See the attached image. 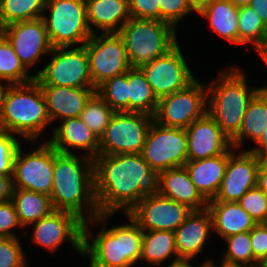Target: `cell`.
Returning a JSON list of instances; mask_svg holds the SVG:
<instances>
[{"mask_svg":"<svg viewBox=\"0 0 267 267\" xmlns=\"http://www.w3.org/2000/svg\"><path fill=\"white\" fill-rule=\"evenodd\" d=\"M93 163L99 214H127L145 196L158 194L159 173L141 153L98 155Z\"/></svg>","mask_w":267,"mask_h":267,"instance_id":"6da1fadb","label":"cell"},{"mask_svg":"<svg viewBox=\"0 0 267 267\" xmlns=\"http://www.w3.org/2000/svg\"><path fill=\"white\" fill-rule=\"evenodd\" d=\"M50 199L54 210L75 214L83 222L97 218L99 210L94 192L93 159L58 153L53 148V188ZM83 206L87 208L86 217Z\"/></svg>","mask_w":267,"mask_h":267,"instance_id":"7a4b0ae2","label":"cell"},{"mask_svg":"<svg viewBox=\"0 0 267 267\" xmlns=\"http://www.w3.org/2000/svg\"><path fill=\"white\" fill-rule=\"evenodd\" d=\"M51 123L43 92L34 79L23 84H8L0 100V130L36 140Z\"/></svg>","mask_w":267,"mask_h":267,"instance_id":"3957f363","label":"cell"},{"mask_svg":"<svg viewBox=\"0 0 267 267\" xmlns=\"http://www.w3.org/2000/svg\"><path fill=\"white\" fill-rule=\"evenodd\" d=\"M112 214H99L95 219L83 223V243L81 254L106 267H130L141 258L143 230L128 215L129 224L107 229L103 222ZM101 222L103 228L89 242L92 235L89 223ZM87 254V255H86Z\"/></svg>","mask_w":267,"mask_h":267,"instance_id":"277c9868","label":"cell"},{"mask_svg":"<svg viewBox=\"0 0 267 267\" xmlns=\"http://www.w3.org/2000/svg\"><path fill=\"white\" fill-rule=\"evenodd\" d=\"M258 91L247 86L245 74L238 68L220 72L217 83L207 87V95H211L207 96V113L230 139L239 132L247 106Z\"/></svg>","mask_w":267,"mask_h":267,"instance_id":"5b68a950","label":"cell"},{"mask_svg":"<svg viewBox=\"0 0 267 267\" xmlns=\"http://www.w3.org/2000/svg\"><path fill=\"white\" fill-rule=\"evenodd\" d=\"M118 34L131 67L153 61L178 44L176 29L160 20L130 18Z\"/></svg>","mask_w":267,"mask_h":267,"instance_id":"8992f818","label":"cell"},{"mask_svg":"<svg viewBox=\"0 0 267 267\" xmlns=\"http://www.w3.org/2000/svg\"><path fill=\"white\" fill-rule=\"evenodd\" d=\"M45 9H49V17L42 18L53 48L83 46L90 39L85 0H47Z\"/></svg>","mask_w":267,"mask_h":267,"instance_id":"52a82bcc","label":"cell"},{"mask_svg":"<svg viewBox=\"0 0 267 267\" xmlns=\"http://www.w3.org/2000/svg\"><path fill=\"white\" fill-rule=\"evenodd\" d=\"M54 47L51 61L34 74L40 86L95 88L92 83L85 46Z\"/></svg>","mask_w":267,"mask_h":267,"instance_id":"ba28073f","label":"cell"},{"mask_svg":"<svg viewBox=\"0 0 267 267\" xmlns=\"http://www.w3.org/2000/svg\"><path fill=\"white\" fill-rule=\"evenodd\" d=\"M153 117L132 112H115L99 139L98 155L142 153Z\"/></svg>","mask_w":267,"mask_h":267,"instance_id":"9c48e42d","label":"cell"},{"mask_svg":"<svg viewBox=\"0 0 267 267\" xmlns=\"http://www.w3.org/2000/svg\"><path fill=\"white\" fill-rule=\"evenodd\" d=\"M141 154L149 166L158 173L184 166L188 161L185 129L166 127L153 120Z\"/></svg>","mask_w":267,"mask_h":267,"instance_id":"30bf717a","label":"cell"},{"mask_svg":"<svg viewBox=\"0 0 267 267\" xmlns=\"http://www.w3.org/2000/svg\"><path fill=\"white\" fill-rule=\"evenodd\" d=\"M207 87L195 79L186 88L158 99L153 120L166 127L187 128L207 113Z\"/></svg>","mask_w":267,"mask_h":267,"instance_id":"8fae6325","label":"cell"},{"mask_svg":"<svg viewBox=\"0 0 267 267\" xmlns=\"http://www.w3.org/2000/svg\"><path fill=\"white\" fill-rule=\"evenodd\" d=\"M84 46L92 83L96 89L106 80L124 74L131 68L123 40L118 33H94Z\"/></svg>","mask_w":267,"mask_h":267,"instance_id":"7c38bea8","label":"cell"},{"mask_svg":"<svg viewBox=\"0 0 267 267\" xmlns=\"http://www.w3.org/2000/svg\"><path fill=\"white\" fill-rule=\"evenodd\" d=\"M12 181L13 188L50 196L53 188V147L45 142L23 155L20 145L14 158Z\"/></svg>","mask_w":267,"mask_h":267,"instance_id":"4fadbf2b","label":"cell"},{"mask_svg":"<svg viewBox=\"0 0 267 267\" xmlns=\"http://www.w3.org/2000/svg\"><path fill=\"white\" fill-rule=\"evenodd\" d=\"M157 99L186 88L195 77L177 44L167 54L140 66Z\"/></svg>","mask_w":267,"mask_h":267,"instance_id":"5bb4252c","label":"cell"},{"mask_svg":"<svg viewBox=\"0 0 267 267\" xmlns=\"http://www.w3.org/2000/svg\"><path fill=\"white\" fill-rule=\"evenodd\" d=\"M191 209L161 194L145 196L127 214L143 231L175 230Z\"/></svg>","mask_w":267,"mask_h":267,"instance_id":"9a60e30c","label":"cell"},{"mask_svg":"<svg viewBox=\"0 0 267 267\" xmlns=\"http://www.w3.org/2000/svg\"><path fill=\"white\" fill-rule=\"evenodd\" d=\"M83 221L75 214L53 210L33 224V241L50 251H55L68 240L81 253L83 243Z\"/></svg>","mask_w":267,"mask_h":267,"instance_id":"2e32d148","label":"cell"},{"mask_svg":"<svg viewBox=\"0 0 267 267\" xmlns=\"http://www.w3.org/2000/svg\"><path fill=\"white\" fill-rule=\"evenodd\" d=\"M0 33L11 44L23 66L28 69L40 57L51 52L43 18L20 21L0 29Z\"/></svg>","mask_w":267,"mask_h":267,"instance_id":"e0dca14e","label":"cell"},{"mask_svg":"<svg viewBox=\"0 0 267 267\" xmlns=\"http://www.w3.org/2000/svg\"><path fill=\"white\" fill-rule=\"evenodd\" d=\"M228 158L225 175L214 199L210 201L237 202L249 189L256 187L259 159L250 150Z\"/></svg>","mask_w":267,"mask_h":267,"instance_id":"ac0fdd59","label":"cell"},{"mask_svg":"<svg viewBox=\"0 0 267 267\" xmlns=\"http://www.w3.org/2000/svg\"><path fill=\"white\" fill-rule=\"evenodd\" d=\"M185 131L188 160L214 157L232 148L231 139L208 113L196 119Z\"/></svg>","mask_w":267,"mask_h":267,"instance_id":"d6986e66","label":"cell"},{"mask_svg":"<svg viewBox=\"0 0 267 267\" xmlns=\"http://www.w3.org/2000/svg\"><path fill=\"white\" fill-rule=\"evenodd\" d=\"M213 231L209 210L191 211L175 230V247L179 259L191 260L202 253L208 234Z\"/></svg>","mask_w":267,"mask_h":267,"instance_id":"ffe728a7","label":"cell"},{"mask_svg":"<svg viewBox=\"0 0 267 267\" xmlns=\"http://www.w3.org/2000/svg\"><path fill=\"white\" fill-rule=\"evenodd\" d=\"M50 121L77 118L96 88L40 86Z\"/></svg>","mask_w":267,"mask_h":267,"instance_id":"44dd1931","label":"cell"},{"mask_svg":"<svg viewBox=\"0 0 267 267\" xmlns=\"http://www.w3.org/2000/svg\"><path fill=\"white\" fill-rule=\"evenodd\" d=\"M158 193L183 204L192 211L203 210L208 201L191 181L185 166L159 172Z\"/></svg>","mask_w":267,"mask_h":267,"instance_id":"7402d4cb","label":"cell"},{"mask_svg":"<svg viewBox=\"0 0 267 267\" xmlns=\"http://www.w3.org/2000/svg\"><path fill=\"white\" fill-rule=\"evenodd\" d=\"M58 153L75 154L70 148L88 150L87 157L95 159L99 153V139L79 118L62 120V124L53 131L47 141Z\"/></svg>","mask_w":267,"mask_h":267,"instance_id":"603a6c76","label":"cell"},{"mask_svg":"<svg viewBox=\"0 0 267 267\" xmlns=\"http://www.w3.org/2000/svg\"><path fill=\"white\" fill-rule=\"evenodd\" d=\"M232 152L229 149L226 153L214 157L188 160L184 165L191 181L207 201L215 198L225 175L228 158Z\"/></svg>","mask_w":267,"mask_h":267,"instance_id":"cb8c5ba5","label":"cell"},{"mask_svg":"<svg viewBox=\"0 0 267 267\" xmlns=\"http://www.w3.org/2000/svg\"><path fill=\"white\" fill-rule=\"evenodd\" d=\"M85 1L87 22L92 34L96 32L92 24L99 28L101 33H118L130 19L128 0Z\"/></svg>","mask_w":267,"mask_h":267,"instance_id":"d4e9b609","label":"cell"},{"mask_svg":"<svg viewBox=\"0 0 267 267\" xmlns=\"http://www.w3.org/2000/svg\"><path fill=\"white\" fill-rule=\"evenodd\" d=\"M207 209L213 230L223 238L250 231L257 224L237 202L208 201Z\"/></svg>","mask_w":267,"mask_h":267,"instance_id":"484cf974","label":"cell"},{"mask_svg":"<svg viewBox=\"0 0 267 267\" xmlns=\"http://www.w3.org/2000/svg\"><path fill=\"white\" fill-rule=\"evenodd\" d=\"M198 13L209 20L213 31L229 42L239 44L238 7L230 0H210Z\"/></svg>","mask_w":267,"mask_h":267,"instance_id":"4316f807","label":"cell"},{"mask_svg":"<svg viewBox=\"0 0 267 267\" xmlns=\"http://www.w3.org/2000/svg\"><path fill=\"white\" fill-rule=\"evenodd\" d=\"M267 127V94L258 91L251 99L243 116L239 132L231 139L232 147H240L248 138L257 143Z\"/></svg>","mask_w":267,"mask_h":267,"instance_id":"83f0119b","label":"cell"},{"mask_svg":"<svg viewBox=\"0 0 267 267\" xmlns=\"http://www.w3.org/2000/svg\"><path fill=\"white\" fill-rule=\"evenodd\" d=\"M11 200L22 227L37 222L54 210L50 196L27 189L13 188Z\"/></svg>","mask_w":267,"mask_h":267,"instance_id":"f1b7e54d","label":"cell"},{"mask_svg":"<svg viewBox=\"0 0 267 267\" xmlns=\"http://www.w3.org/2000/svg\"><path fill=\"white\" fill-rule=\"evenodd\" d=\"M128 112L154 116L158 99L154 95L147 78L140 67H131L127 71Z\"/></svg>","mask_w":267,"mask_h":267,"instance_id":"f546056e","label":"cell"},{"mask_svg":"<svg viewBox=\"0 0 267 267\" xmlns=\"http://www.w3.org/2000/svg\"><path fill=\"white\" fill-rule=\"evenodd\" d=\"M147 232V233H146ZM143 231L141 258L153 265H161L173 255L180 260L175 247V232L168 230Z\"/></svg>","mask_w":267,"mask_h":267,"instance_id":"4dcf8cb0","label":"cell"},{"mask_svg":"<svg viewBox=\"0 0 267 267\" xmlns=\"http://www.w3.org/2000/svg\"><path fill=\"white\" fill-rule=\"evenodd\" d=\"M47 0H0V29L9 24L41 18ZM42 13V14H41Z\"/></svg>","mask_w":267,"mask_h":267,"instance_id":"1f68e13d","label":"cell"},{"mask_svg":"<svg viewBox=\"0 0 267 267\" xmlns=\"http://www.w3.org/2000/svg\"><path fill=\"white\" fill-rule=\"evenodd\" d=\"M239 44L253 43L254 48L267 45V27L261 18L247 6L238 7Z\"/></svg>","mask_w":267,"mask_h":267,"instance_id":"d6a6232c","label":"cell"},{"mask_svg":"<svg viewBox=\"0 0 267 267\" xmlns=\"http://www.w3.org/2000/svg\"><path fill=\"white\" fill-rule=\"evenodd\" d=\"M0 79L10 84H23L35 79L28 75L11 44L0 33Z\"/></svg>","mask_w":267,"mask_h":267,"instance_id":"836d02e7","label":"cell"},{"mask_svg":"<svg viewBox=\"0 0 267 267\" xmlns=\"http://www.w3.org/2000/svg\"><path fill=\"white\" fill-rule=\"evenodd\" d=\"M115 111L95 91L87 100L79 118L100 139Z\"/></svg>","mask_w":267,"mask_h":267,"instance_id":"e575fe53","label":"cell"},{"mask_svg":"<svg viewBox=\"0 0 267 267\" xmlns=\"http://www.w3.org/2000/svg\"><path fill=\"white\" fill-rule=\"evenodd\" d=\"M224 240L227 242L228 247L220 266L254 267L250 231L230 235Z\"/></svg>","mask_w":267,"mask_h":267,"instance_id":"d590c367","label":"cell"},{"mask_svg":"<svg viewBox=\"0 0 267 267\" xmlns=\"http://www.w3.org/2000/svg\"><path fill=\"white\" fill-rule=\"evenodd\" d=\"M96 92L115 112H128L127 72L106 80Z\"/></svg>","mask_w":267,"mask_h":267,"instance_id":"8d00e7d4","label":"cell"},{"mask_svg":"<svg viewBox=\"0 0 267 267\" xmlns=\"http://www.w3.org/2000/svg\"><path fill=\"white\" fill-rule=\"evenodd\" d=\"M237 203L256 221L267 224V194L257 186L249 189Z\"/></svg>","mask_w":267,"mask_h":267,"instance_id":"74e56055","label":"cell"},{"mask_svg":"<svg viewBox=\"0 0 267 267\" xmlns=\"http://www.w3.org/2000/svg\"><path fill=\"white\" fill-rule=\"evenodd\" d=\"M18 237H0V267H28Z\"/></svg>","mask_w":267,"mask_h":267,"instance_id":"f35d334b","label":"cell"},{"mask_svg":"<svg viewBox=\"0 0 267 267\" xmlns=\"http://www.w3.org/2000/svg\"><path fill=\"white\" fill-rule=\"evenodd\" d=\"M14 134L0 130V176H13L14 158L20 146Z\"/></svg>","mask_w":267,"mask_h":267,"instance_id":"ab89813d","label":"cell"},{"mask_svg":"<svg viewBox=\"0 0 267 267\" xmlns=\"http://www.w3.org/2000/svg\"><path fill=\"white\" fill-rule=\"evenodd\" d=\"M159 6L160 21L169 23L175 29L181 18L194 12L187 0H159Z\"/></svg>","mask_w":267,"mask_h":267,"instance_id":"60d3db41","label":"cell"},{"mask_svg":"<svg viewBox=\"0 0 267 267\" xmlns=\"http://www.w3.org/2000/svg\"><path fill=\"white\" fill-rule=\"evenodd\" d=\"M250 238L254 255V267H263L267 263V224H256L250 230Z\"/></svg>","mask_w":267,"mask_h":267,"instance_id":"b9f144b4","label":"cell"},{"mask_svg":"<svg viewBox=\"0 0 267 267\" xmlns=\"http://www.w3.org/2000/svg\"><path fill=\"white\" fill-rule=\"evenodd\" d=\"M130 18L160 20L159 0H128Z\"/></svg>","mask_w":267,"mask_h":267,"instance_id":"7bdbcfd3","label":"cell"},{"mask_svg":"<svg viewBox=\"0 0 267 267\" xmlns=\"http://www.w3.org/2000/svg\"><path fill=\"white\" fill-rule=\"evenodd\" d=\"M16 226L22 227L12 200L0 203V237H18L10 231Z\"/></svg>","mask_w":267,"mask_h":267,"instance_id":"ee69618b","label":"cell"},{"mask_svg":"<svg viewBox=\"0 0 267 267\" xmlns=\"http://www.w3.org/2000/svg\"><path fill=\"white\" fill-rule=\"evenodd\" d=\"M13 194L12 176H0V203L11 199Z\"/></svg>","mask_w":267,"mask_h":267,"instance_id":"f6af8a7d","label":"cell"},{"mask_svg":"<svg viewBox=\"0 0 267 267\" xmlns=\"http://www.w3.org/2000/svg\"><path fill=\"white\" fill-rule=\"evenodd\" d=\"M249 6L261 18L267 27V0H251Z\"/></svg>","mask_w":267,"mask_h":267,"instance_id":"bcb514c9","label":"cell"},{"mask_svg":"<svg viewBox=\"0 0 267 267\" xmlns=\"http://www.w3.org/2000/svg\"><path fill=\"white\" fill-rule=\"evenodd\" d=\"M256 144L259 146L250 149V151L253 152L257 157H259L262 153L267 152V127L264 130L262 137Z\"/></svg>","mask_w":267,"mask_h":267,"instance_id":"7dc6e473","label":"cell"},{"mask_svg":"<svg viewBox=\"0 0 267 267\" xmlns=\"http://www.w3.org/2000/svg\"><path fill=\"white\" fill-rule=\"evenodd\" d=\"M256 186L267 194V173L259 166Z\"/></svg>","mask_w":267,"mask_h":267,"instance_id":"c3c4849f","label":"cell"},{"mask_svg":"<svg viewBox=\"0 0 267 267\" xmlns=\"http://www.w3.org/2000/svg\"><path fill=\"white\" fill-rule=\"evenodd\" d=\"M213 263H214L213 260L209 259L206 260L203 264L199 265L198 267H205L206 265ZM168 267H194V266L191 265L190 260L180 259L176 261L175 258H173V261L170 263Z\"/></svg>","mask_w":267,"mask_h":267,"instance_id":"681fc988","label":"cell"},{"mask_svg":"<svg viewBox=\"0 0 267 267\" xmlns=\"http://www.w3.org/2000/svg\"><path fill=\"white\" fill-rule=\"evenodd\" d=\"M256 51H258L260 57L267 66V45L256 48ZM259 91L267 94V86L260 87Z\"/></svg>","mask_w":267,"mask_h":267,"instance_id":"f907efd6","label":"cell"},{"mask_svg":"<svg viewBox=\"0 0 267 267\" xmlns=\"http://www.w3.org/2000/svg\"><path fill=\"white\" fill-rule=\"evenodd\" d=\"M209 1L210 0H187L190 7L196 12L204 8Z\"/></svg>","mask_w":267,"mask_h":267,"instance_id":"816d5d0a","label":"cell"},{"mask_svg":"<svg viewBox=\"0 0 267 267\" xmlns=\"http://www.w3.org/2000/svg\"><path fill=\"white\" fill-rule=\"evenodd\" d=\"M259 166L267 173V152L262 153L259 157Z\"/></svg>","mask_w":267,"mask_h":267,"instance_id":"f5cc1de1","label":"cell"},{"mask_svg":"<svg viewBox=\"0 0 267 267\" xmlns=\"http://www.w3.org/2000/svg\"><path fill=\"white\" fill-rule=\"evenodd\" d=\"M236 7L247 6L251 0H230Z\"/></svg>","mask_w":267,"mask_h":267,"instance_id":"db71d44e","label":"cell"},{"mask_svg":"<svg viewBox=\"0 0 267 267\" xmlns=\"http://www.w3.org/2000/svg\"><path fill=\"white\" fill-rule=\"evenodd\" d=\"M89 261H90V267H106V266H103V265H100L98 264L97 262H95L94 260H92L90 257H89Z\"/></svg>","mask_w":267,"mask_h":267,"instance_id":"11a10c76","label":"cell"},{"mask_svg":"<svg viewBox=\"0 0 267 267\" xmlns=\"http://www.w3.org/2000/svg\"><path fill=\"white\" fill-rule=\"evenodd\" d=\"M3 89H4V86L0 83V100H1Z\"/></svg>","mask_w":267,"mask_h":267,"instance_id":"9f6ffc18","label":"cell"},{"mask_svg":"<svg viewBox=\"0 0 267 267\" xmlns=\"http://www.w3.org/2000/svg\"><path fill=\"white\" fill-rule=\"evenodd\" d=\"M205 267H218V266L213 263V264H208ZM220 267H223V266H220Z\"/></svg>","mask_w":267,"mask_h":267,"instance_id":"6f0895ef","label":"cell"}]
</instances>
